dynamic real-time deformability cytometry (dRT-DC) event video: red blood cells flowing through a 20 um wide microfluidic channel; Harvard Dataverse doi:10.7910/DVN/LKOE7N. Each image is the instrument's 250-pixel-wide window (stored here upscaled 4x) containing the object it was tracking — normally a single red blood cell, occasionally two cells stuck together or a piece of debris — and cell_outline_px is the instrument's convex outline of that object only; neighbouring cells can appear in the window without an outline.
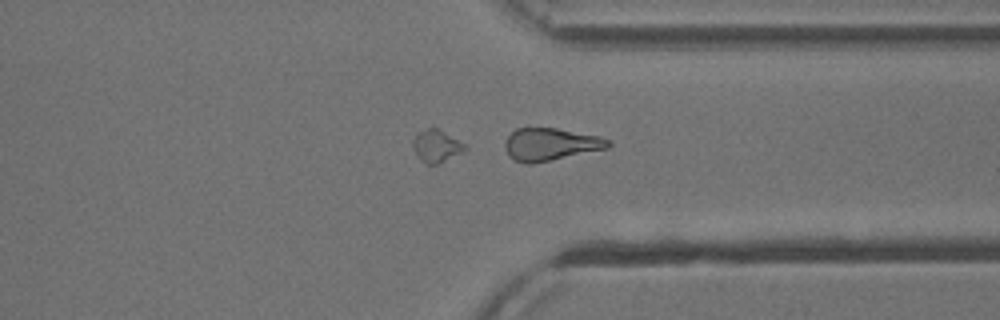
{"species": "common noctule bat (a hibernating species)", "species_latin": "Nyctalus noctula", "temperature_condition": "cold", "stored_images_in_passage": 40, "camera_frame_rate_fps": 3000, "um_per_image_px": 0.085, "animal": {"sex": "male", "body_mass_g": 13.3}, "frame": {"image": 1, "passage_image": 40, "time_ms": 13.0, "image_size_px": [1000, 320], "cell_outline_px": [[612, 144], [608, 148], [532, 164], [528, 164], [516, 160], [504, 148], [504, 144], [508, 136], [516, 128], [556, 128], [600, 136], [608, 140]], "centroid_in_image_um": [46.81, 12.26], "position_along_channel_um": 364.6, "area_um2": 19.31}}